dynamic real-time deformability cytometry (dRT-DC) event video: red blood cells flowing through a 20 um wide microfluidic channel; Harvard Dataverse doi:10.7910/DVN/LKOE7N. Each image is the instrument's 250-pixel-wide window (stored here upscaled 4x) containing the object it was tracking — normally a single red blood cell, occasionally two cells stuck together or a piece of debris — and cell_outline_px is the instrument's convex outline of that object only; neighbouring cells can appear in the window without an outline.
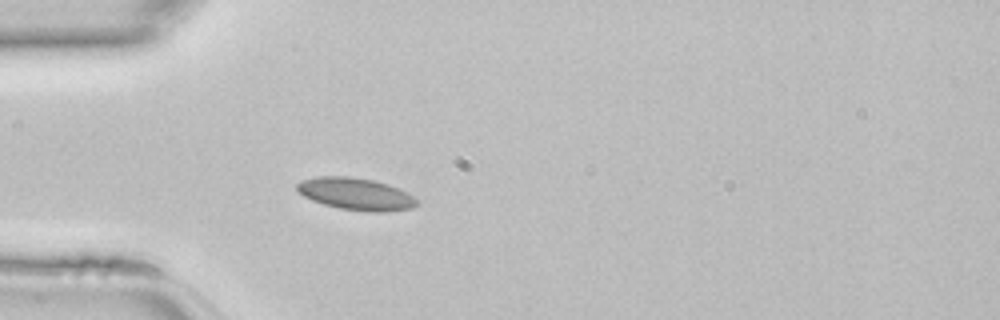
{"species": "common noctule bat (a hibernating species)", "species_latin": "Nyctalus noctula", "temperature_condition": "room temperature", "stored_images_in_passage": 33, "camera_frame_rate_fps": 3000, "um_per_image_px": 0.085, "animal": {"sex": "female", "body_mass_g": 22.7, "forearm_length_mm": 54.2}, "frame": {"image": 1, "passage_image": 6, "time_ms": 1.667, "image_size_px": [1000, 320], "cell_outline_px": [[420, 204], [412, 208], [384, 212], [368, 212], [340, 208], [324, 204], [312, 200], [304, 196], [296, 188], [296, 184], [300, 180], [316, 176], [348, 176], [372, 180], [388, 184], [420, 200]], "centroid_in_image_um": [30.25, 16.49], "position_along_channel_um": 54.8, "area_um2": 22.43}}